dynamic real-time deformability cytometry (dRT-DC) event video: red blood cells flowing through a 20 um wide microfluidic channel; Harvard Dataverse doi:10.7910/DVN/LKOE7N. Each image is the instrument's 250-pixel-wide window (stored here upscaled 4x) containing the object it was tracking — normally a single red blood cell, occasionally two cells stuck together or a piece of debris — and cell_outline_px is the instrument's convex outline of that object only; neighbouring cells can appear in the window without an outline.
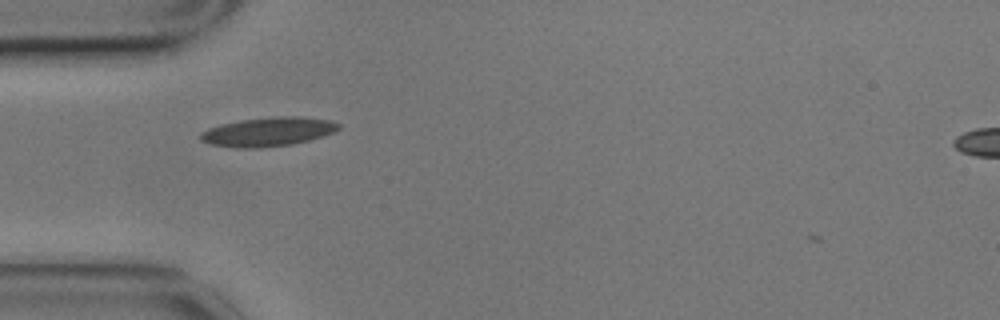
{"species": "common noctule bat (a hibernating species)", "species_latin": "Nyctalus noctula", "temperature_condition": "cold", "stored_images_in_passage": 41, "camera_frame_rate_fps": 3000, "um_per_image_px": 0.085, "animal": {"sex": "male", "body_mass_g": 17.9}, "frame": {"image": 1, "passage_image": 1, "time_ms": 0.0, "image_size_px": [1000, 320], "cell_outline_px": [[340, 128], [332, 132], [308, 140], [292, 144], [260, 148], [236, 148], [212, 144], [200, 140], [200, 132], [208, 128], [220, 124], [240, 120], [276, 116], [300, 116], [332, 120], [340, 124]], "centroid_in_image_um": [22.77, 11.19], "position_along_channel_um": 62.2, "area_um2": 23.35}}
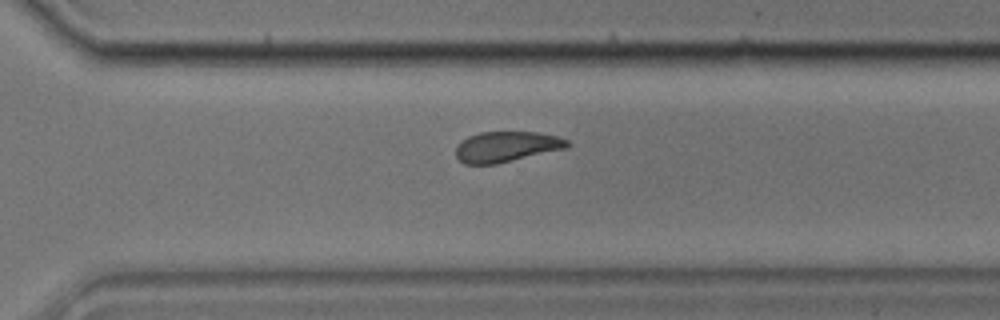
{"frame": {"image": 2, "passage_image": 24, "time_ms": 7.667, "image_size_px": [1000, 320], "cell_outline_px": [[572, 144], [568, 148], [496, 164], [464, 164], [456, 156], [456, 144], [460, 140], [468, 136], [480, 132], [536, 132], [556, 136], [568, 140]], "centroid_in_image_um": [43.04, 12.47], "position_along_channel_um": 327.6, "area_um2": 20.0}}
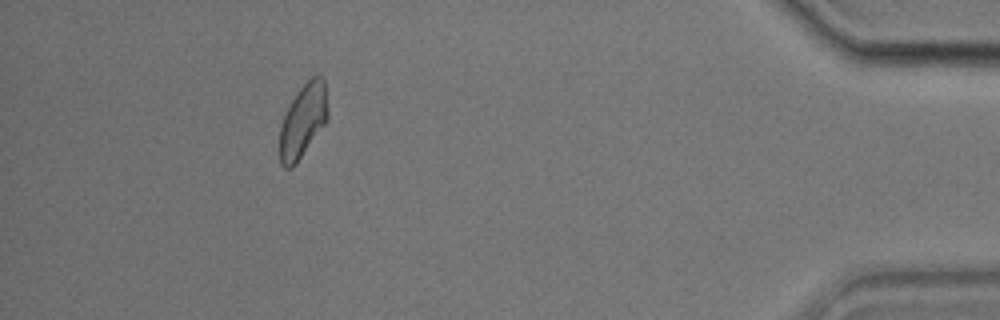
{"frame": {"image": 3, "passage_image": 36, "time_ms": 11.667, "image_size_px": [1000, 320], "cell_outline_px": [[328, 120], [296, 164], [292, 168], [284, 168], [280, 164], [280, 128], [284, 116], [296, 92], [316, 72], [324, 76], [328, 112]], "centroid_in_image_um": [25.78, 10.24], "position_along_channel_um": 409.4, "area_um2": 20.75}, "authors_computed_cell_mechanics": {"area_um2": 21.097, "velocity_mm_per_s": 3.4714, "shape_relaxation_time_tau1_ms": 5.9147, "shape_relaxation_time_tau2_ms": 2.0703, "deformation_change_tau1": 0.1533, "deformation_change_tau2": 0.0822}}